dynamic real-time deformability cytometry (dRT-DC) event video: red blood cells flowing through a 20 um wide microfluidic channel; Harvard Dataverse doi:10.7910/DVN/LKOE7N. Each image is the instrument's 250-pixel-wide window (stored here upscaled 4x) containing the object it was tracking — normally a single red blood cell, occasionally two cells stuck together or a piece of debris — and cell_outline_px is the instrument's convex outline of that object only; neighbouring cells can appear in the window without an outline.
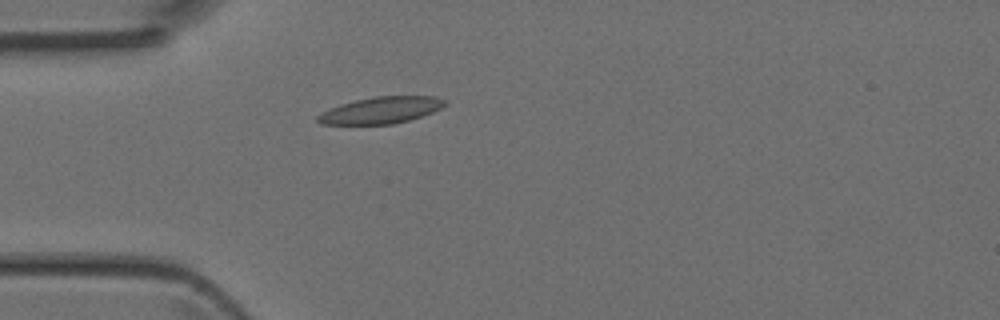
{"species": "Egyptian fruit bat (a non-hibernating species)", "species_latin": "Rousettus aegyptiacus", "temperature_condition": "room temperature", "stored_images_in_passage": 3, "camera_frame_rate_fps": 3000, "um_per_image_px": 0.085, "animal": {"sex": "female"}, "frame": {"image": 1, "passage_image": 3, "time_ms": 0.667, "image_size_px": [1000, 320], "cell_outline_px": [[448, 104], [432, 112], [408, 120], [392, 124], [320, 124], [316, 120], [316, 116], [340, 104], [356, 100], [376, 96], [436, 96], [448, 100]], "centroid_in_image_um": [32.42, 9.36], "position_along_channel_um": 52.6, "area_um2": 19.59}}